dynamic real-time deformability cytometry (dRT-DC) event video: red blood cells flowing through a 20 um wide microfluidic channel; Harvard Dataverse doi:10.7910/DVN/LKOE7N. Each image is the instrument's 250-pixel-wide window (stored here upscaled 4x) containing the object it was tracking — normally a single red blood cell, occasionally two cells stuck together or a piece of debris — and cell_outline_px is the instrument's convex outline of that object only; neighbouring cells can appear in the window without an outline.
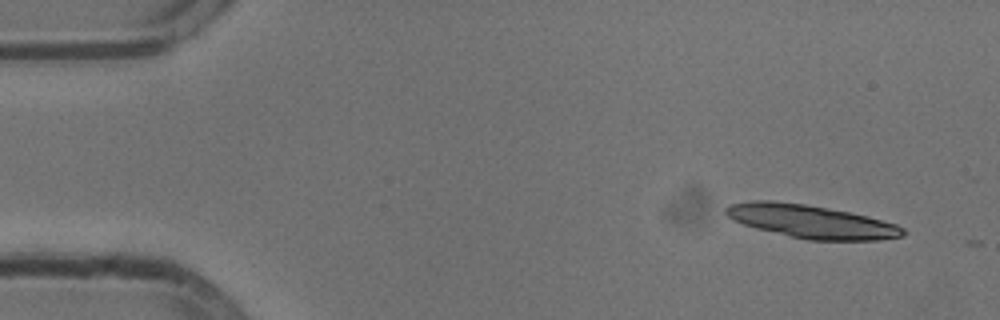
{"species": "common noctule bat (a hibernating species)", "species_latin": "Nyctalus noctula", "temperature_condition": "cold", "stored_images_in_passage": 4, "camera_frame_rate_fps": 3000, "um_per_image_px": 0.085, "animal": {"sex": "male", "body_mass_g": 13.3}, "frame": {"image": 1, "passage_image": 3, "time_ms": 0.667, "image_size_px": [1000, 320], "cell_outline_px": [[908, 232], [904, 236], [880, 240], [808, 240], [788, 236], [756, 228], [732, 220], [724, 212], [724, 208], [728, 204], [752, 200], [772, 200], [804, 204], [828, 208], [868, 216], [896, 224], [904, 228]], "centroid_in_image_um": [68.95, 18.82], "position_along_channel_um": 16.1, "area_um2": 34.45}}